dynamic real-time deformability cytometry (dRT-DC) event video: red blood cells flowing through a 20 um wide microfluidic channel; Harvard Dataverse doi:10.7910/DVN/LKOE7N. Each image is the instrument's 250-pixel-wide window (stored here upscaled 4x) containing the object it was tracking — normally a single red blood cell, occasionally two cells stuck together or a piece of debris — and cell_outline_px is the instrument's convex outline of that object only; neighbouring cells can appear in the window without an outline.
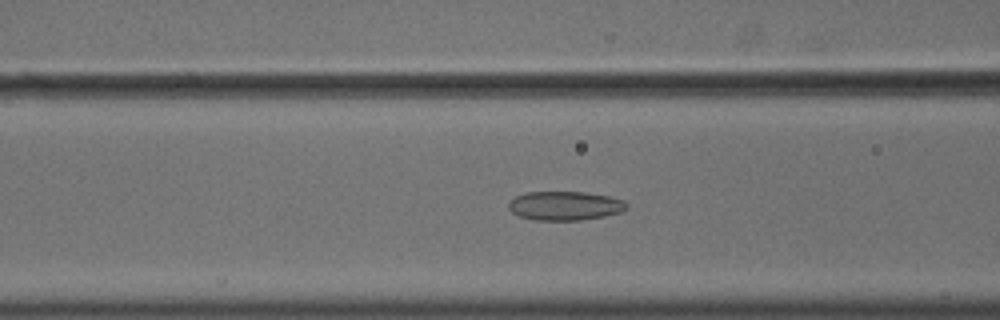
{"species": "common noctule bat (a hibernating species)", "species_latin": "Nyctalus noctula", "temperature_condition": "cold", "stored_images_in_passage": 32, "camera_frame_rate_fps": 3000, "um_per_image_px": 0.085, "animal": {"sex": "male", "body_mass_g": 18.8}, "frame": {"image": 1, "passage_image": 9, "time_ms": 2.667, "image_size_px": [1000, 320], "cell_outline_px": [[628, 208], [620, 212], [604, 216], [580, 220], [536, 220], [520, 216], [512, 212], [508, 208], [508, 200], [524, 192], [584, 192], [608, 196], [624, 200], [628, 204]], "centroid_in_image_um": [48.0, 17.48], "position_along_channel_um": 118.6, "area_um2": 20.0}}
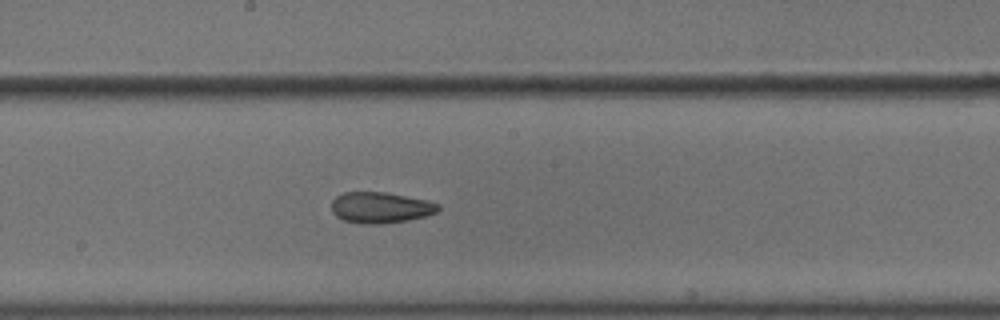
{"frame": {"image": 2, "passage_image": 17, "time_ms": 5.333, "image_size_px": [1000, 320], "cell_outline_px": [[440, 208], [436, 212], [424, 216], [408, 220], [376, 224], [364, 224], [344, 220], [336, 216], [332, 212], [332, 200], [336, 196], [344, 192], [384, 192], [428, 200], [440, 204]], "centroid_in_image_um": [32.34, 17.63], "position_along_channel_um": 215.9, "area_um2": 19.19}}
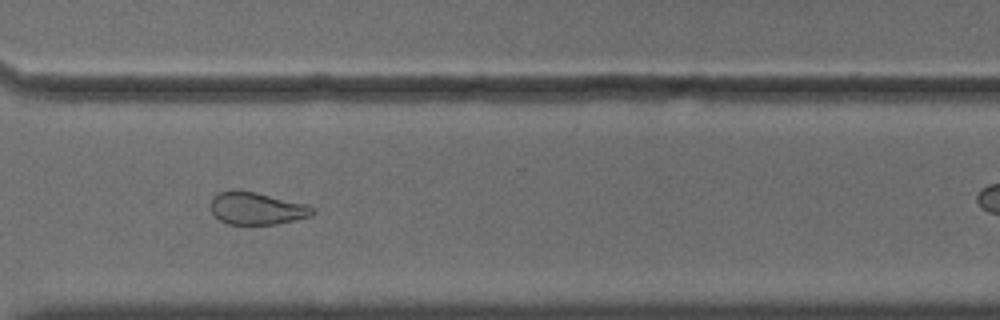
{"frame": {"image": 3, "passage_image": 28, "time_ms": 9.0, "image_size_px": [1000, 320], "cell_outline_px": [[316, 212], [312, 216], [276, 224], [228, 224], [220, 220], [212, 212], [208, 204], [212, 196], [220, 192], [232, 188], [256, 192], [304, 204], [312, 208]], "centroid_in_image_um": [21.75, 17.7], "position_along_channel_um": 348.9, "area_um2": 19.36}}